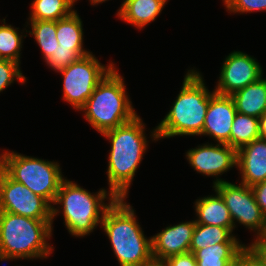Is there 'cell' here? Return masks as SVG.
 I'll return each instance as SVG.
<instances>
[{
	"label": "cell",
	"instance_id": "14",
	"mask_svg": "<svg viewBox=\"0 0 266 266\" xmlns=\"http://www.w3.org/2000/svg\"><path fill=\"white\" fill-rule=\"evenodd\" d=\"M196 221L180 222L167 226L151 237L153 259L165 261L167 258L189 252Z\"/></svg>",
	"mask_w": 266,
	"mask_h": 266
},
{
	"label": "cell",
	"instance_id": "31",
	"mask_svg": "<svg viewBox=\"0 0 266 266\" xmlns=\"http://www.w3.org/2000/svg\"><path fill=\"white\" fill-rule=\"evenodd\" d=\"M266 266V235L255 238L254 242L247 246Z\"/></svg>",
	"mask_w": 266,
	"mask_h": 266
},
{
	"label": "cell",
	"instance_id": "12",
	"mask_svg": "<svg viewBox=\"0 0 266 266\" xmlns=\"http://www.w3.org/2000/svg\"><path fill=\"white\" fill-rule=\"evenodd\" d=\"M186 158L197 173L216 177L236 166L237 151L228 144L208 143L188 150Z\"/></svg>",
	"mask_w": 266,
	"mask_h": 266
},
{
	"label": "cell",
	"instance_id": "2",
	"mask_svg": "<svg viewBox=\"0 0 266 266\" xmlns=\"http://www.w3.org/2000/svg\"><path fill=\"white\" fill-rule=\"evenodd\" d=\"M203 76L194 69L188 70L180 93L165 118L151 132L155 141L174 136H194L202 133L210 95Z\"/></svg>",
	"mask_w": 266,
	"mask_h": 266
},
{
	"label": "cell",
	"instance_id": "16",
	"mask_svg": "<svg viewBox=\"0 0 266 266\" xmlns=\"http://www.w3.org/2000/svg\"><path fill=\"white\" fill-rule=\"evenodd\" d=\"M169 0H124L117 16L137 29L155 21Z\"/></svg>",
	"mask_w": 266,
	"mask_h": 266
},
{
	"label": "cell",
	"instance_id": "8",
	"mask_svg": "<svg viewBox=\"0 0 266 266\" xmlns=\"http://www.w3.org/2000/svg\"><path fill=\"white\" fill-rule=\"evenodd\" d=\"M114 66L112 62L107 66L101 64L92 52L72 62L60 71L63 77L64 101L79 111Z\"/></svg>",
	"mask_w": 266,
	"mask_h": 266
},
{
	"label": "cell",
	"instance_id": "7",
	"mask_svg": "<svg viewBox=\"0 0 266 266\" xmlns=\"http://www.w3.org/2000/svg\"><path fill=\"white\" fill-rule=\"evenodd\" d=\"M0 162L13 180L22 183L52 206L65 179L59 163L7 150L0 154Z\"/></svg>",
	"mask_w": 266,
	"mask_h": 266
},
{
	"label": "cell",
	"instance_id": "32",
	"mask_svg": "<svg viewBox=\"0 0 266 266\" xmlns=\"http://www.w3.org/2000/svg\"><path fill=\"white\" fill-rule=\"evenodd\" d=\"M251 188L254 192L257 204L266 217V181L255 184Z\"/></svg>",
	"mask_w": 266,
	"mask_h": 266
},
{
	"label": "cell",
	"instance_id": "1",
	"mask_svg": "<svg viewBox=\"0 0 266 266\" xmlns=\"http://www.w3.org/2000/svg\"><path fill=\"white\" fill-rule=\"evenodd\" d=\"M145 125L137 115L133 120L102 134L111 142L107 177L109 191L116 198H127L135 172L148 147Z\"/></svg>",
	"mask_w": 266,
	"mask_h": 266
},
{
	"label": "cell",
	"instance_id": "9",
	"mask_svg": "<svg viewBox=\"0 0 266 266\" xmlns=\"http://www.w3.org/2000/svg\"><path fill=\"white\" fill-rule=\"evenodd\" d=\"M216 177L213 181V190L224 199L229 210L234 229L238 222L253 232L256 238L266 235V217L256 202L254 192L250 186L222 180Z\"/></svg>",
	"mask_w": 266,
	"mask_h": 266
},
{
	"label": "cell",
	"instance_id": "5",
	"mask_svg": "<svg viewBox=\"0 0 266 266\" xmlns=\"http://www.w3.org/2000/svg\"><path fill=\"white\" fill-rule=\"evenodd\" d=\"M105 199H109L108 204L104 203ZM116 199L105 189L92 194L77 183L64 179L52 205V224L55 216L60 213V209L54 206L60 204L63 208L64 225L69 234L84 237L93 232L98 224L101 225L106 210Z\"/></svg>",
	"mask_w": 266,
	"mask_h": 266
},
{
	"label": "cell",
	"instance_id": "30",
	"mask_svg": "<svg viewBox=\"0 0 266 266\" xmlns=\"http://www.w3.org/2000/svg\"><path fill=\"white\" fill-rule=\"evenodd\" d=\"M164 263L165 266H197L196 258L191 252L171 256Z\"/></svg>",
	"mask_w": 266,
	"mask_h": 266
},
{
	"label": "cell",
	"instance_id": "15",
	"mask_svg": "<svg viewBox=\"0 0 266 266\" xmlns=\"http://www.w3.org/2000/svg\"><path fill=\"white\" fill-rule=\"evenodd\" d=\"M241 182L252 187L266 181V139L258 138L237 150Z\"/></svg>",
	"mask_w": 266,
	"mask_h": 266
},
{
	"label": "cell",
	"instance_id": "28",
	"mask_svg": "<svg viewBox=\"0 0 266 266\" xmlns=\"http://www.w3.org/2000/svg\"><path fill=\"white\" fill-rule=\"evenodd\" d=\"M223 3L229 13L266 11V0H224Z\"/></svg>",
	"mask_w": 266,
	"mask_h": 266
},
{
	"label": "cell",
	"instance_id": "34",
	"mask_svg": "<svg viewBox=\"0 0 266 266\" xmlns=\"http://www.w3.org/2000/svg\"><path fill=\"white\" fill-rule=\"evenodd\" d=\"M139 266H165L164 261H159L156 259H152L151 261L145 263V264H141Z\"/></svg>",
	"mask_w": 266,
	"mask_h": 266
},
{
	"label": "cell",
	"instance_id": "35",
	"mask_svg": "<svg viewBox=\"0 0 266 266\" xmlns=\"http://www.w3.org/2000/svg\"><path fill=\"white\" fill-rule=\"evenodd\" d=\"M89 1H90L91 5H96V4L98 5L99 3H103L107 0H89Z\"/></svg>",
	"mask_w": 266,
	"mask_h": 266
},
{
	"label": "cell",
	"instance_id": "18",
	"mask_svg": "<svg viewBox=\"0 0 266 266\" xmlns=\"http://www.w3.org/2000/svg\"><path fill=\"white\" fill-rule=\"evenodd\" d=\"M230 96L238 113L259 118L266 112V78L261 77Z\"/></svg>",
	"mask_w": 266,
	"mask_h": 266
},
{
	"label": "cell",
	"instance_id": "22",
	"mask_svg": "<svg viewBox=\"0 0 266 266\" xmlns=\"http://www.w3.org/2000/svg\"><path fill=\"white\" fill-rule=\"evenodd\" d=\"M77 0H34L29 20L57 21L69 16Z\"/></svg>",
	"mask_w": 266,
	"mask_h": 266
},
{
	"label": "cell",
	"instance_id": "20",
	"mask_svg": "<svg viewBox=\"0 0 266 266\" xmlns=\"http://www.w3.org/2000/svg\"><path fill=\"white\" fill-rule=\"evenodd\" d=\"M218 243H240V241L228 228L196 223L189 252L194 254L199 249Z\"/></svg>",
	"mask_w": 266,
	"mask_h": 266
},
{
	"label": "cell",
	"instance_id": "23",
	"mask_svg": "<svg viewBox=\"0 0 266 266\" xmlns=\"http://www.w3.org/2000/svg\"><path fill=\"white\" fill-rule=\"evenodd\" d=\"M258 124L259 118L237 112L232 123L230 146L237 151L255 139L260 138Z\"/></svg>",
	"mask_w": 266,
	"mask_h": 266
},
{
	"label": "cell",
	"instance_id": "24",
	"mask_svg": "<svg viewBox=\"0 0 266 266\" xmlns=\"http://www.w3.org/2000/svg\"><path fill=\"white\" fill-rule=\"evenodd\" d=\"M31 31L29 35L34 36L35 41L39 45L41 52L43 54V59L45 60L49 57L57 45H59L56 38V21H47V20H29Z\"/></svg>",
	"mask_w": 266,
	"mask_h": 266
},
{
	"label": "cell",
	"instance_id": "26",
	"mask_svg": "<svg viewBox=\"0 0 266 266\" xmlns=\"http://www.w3.org/2000/svg\"><path fill=\"white\" fill-rule=\"evenodd\" d=\"M89 53L91 52L83 48H65L57 45L54 52L45 59V62L48 67H51L56 72H60L72 62L77 61Z\"/></svg>",
	"mask_w": 266,
	"mask_h": 266
},
{
	"label": "cell",
	"instance_id": "6",
	"mask_svg": "<svg viewBox=\"0 0 266 266\" xmlns=\"http://www.w3.org/2000/svg\"><path fill=\"white\" fill-rule=\"evenodd\" d=\"M123 77L113 68L80 109L89 124L103 134L133 120L138 114L128 98Z\"/></svg>",
	"mask_w": 266,
	"mask_h": 266
},
{
	"label": "cell",
	"instance_id": "25",
	"mask_svg": "<svg viewBox=\"0 0 266 266\" xmlns=\"http://www.w3.org/2000/svg\"><path fill=\"white\" fill-rule=\"evenodd\" d=\"M2 22L3 24L0 25V59L12 60L20 64L22 41L27 35H20L19 28L6 25L5 18Z\"/></svg>",
	"mask_w": 266,
	"mask_h": 266
},
{
	"label": "cell",
	"instance_id": "10",
	"mask_svg": "<svg viewBox=\"0 0 266 266\" xmlns=\"http://www.w3.org/2000/svg\"><path fill=\"white\" fill-rule=\"evenodd\" d=\"M0 211L38 220H52V206L4 170L0 181Z\"/></svg>",
	"mask_w": 266,
	"mask_h": 266
},
{
	"label": "cell",
	"instance_id": "29",
	"mask_svg": "<svg viewBox=\"0 0 266 266\" xmlns=\"http://www.w3.org/2000/svg\"><path fill=\"white\" fill-rule=\"evenodd\" d=\"M235 266H265L261 260L246 246L237 256Z\"/></svg>",
	"mask_w": 266,
	"mask_h": 266
},
{
	"label": "cell",
	"instance_id": "27",
	"mask_svg": "<svg viewBox=\"0 0 266 266\" xmlns=\"http://www.w3.org/2000/svg\"><path fill=\"white\" fill-rule=\"evenodd\" d=\"M20 64L7 59H0V93L15 80L24 84L26 77L20 70Z\"/></svg>",
	"mask_w": 266,
	"mask_h": 266
},
{
	"label": "cell",
	"instance_id": "36",
	"mask_svg": "<svg viewBox=\"0 0 266 266\" xmlns=\"http://www.w3.org/2000/svg\"><path fill=\"white\" fill-rule=\"evenodd\" d=\"M3 166H2V164H1V162H0V181H1V175H2V172H3Z\"/></svg>",
	"mask_w": 266,
	"mask_h": 266
},
{
	"label": "cell",
	"instance_id": "13",
	"mask_svg": "<svg viewBox=\"0 0 266 266\" xmlns=\"http://www.w3.org/2000/svg\"><path fill=\"white\" fill-rule=\"evenodd\" d=\"M237 110L229 95H210L201 135L213 138L217 143L230 146V133Z\"/></svg>",
	"mask_w": 266,
	"mask_h": 266
},
{
	"label": "cell",
	"instance_id": "19",
	"mask_svg": "<svg viewBox=\"0 0 266 266\" xmlns=\"http://www.w3.org/2000/svg\"><path fill=\"white\" fill-rule=\"evenodd\" d=\"M242 243H218L194 253L197 266H235L238 254L246 247Z\"/></svg>",
	"mask_w": 266,
	"mask_h": 266
},
{
	"label": "cell",
	"instance_id": "4",
	"mask_svg": "<svg viewBox=\"0 0 266 266\" xmlns=\"http://www.w3.org/2000/svg\"><path fill=\"white\" fill-rule=\"evenodd\" d=\"M52 220H38L0 211V261L46 258L54 247Z\"/></svg>",
	"mask_w": 266,
	"mask_h": 266
},
{
	"label": "cell",
	"instance_id": "21",
	"mask_svg": "<svg viewBox=\"0 0 266 266\" xmlns=\"http://www.w3.org/2000/svg\"><path fill=\"white\" fill-rule=\"evenodd\" d=\"M56 38L60 47H83V23L77 11L56 21Z\"/></svg>",
	"mask_w": 266,
	"mask_h": 266
},
{
	"label": "cell",
	"instance_id": "11",
	"mask_svg": "<svg viewBox=\"0 0 266 266\" xmlns=\"http://www.w3.org/2000/svg\"><path fill=\"white\" fill-rule=\"evenodd\" d=\"M261 77H263V70L256 58L241 51H234L223 62L214 92L230 96Z\"/></svg>",
	"mask_w": 266,
	"mask_h": 266
},
{
	"label": "cell",
	"instance_id": "33",
	"mask_svg": "<svg viewBox=\"0 0 266 266\" xmlns=\"http://www.w3.org/2000/svg\"><path fill=\"white\" fill-rule=\"evenodd\" d=\"M259 135L260 138L266 139V112L259 117Z\"/></svg>",
	"mask_w": 266,
	"mask_h": 266
},
{
	"label": "cell",
	"instance_id": "3",
	"mask_svg": "<svg viewBox=\"0 0 266 266\" xmlns=\"http://www.w3.org/2000/svg\"><path fill=\"white\" fill-rule=\"evenodd\" d=\"M135 214L125 198H117L103 216L101 228L120 266H139L153 259L151 237H145Z\"/></svg>",
	"mask_w": 266,
	"mask_h": 266
},
{
	"label": "cell",
	"instance_id": "17",
	"mask_svg": "<svg viewBox=\"0 0 266 266\" xmlns=\"http://www.w3.org/2000/svg\"><path fill=\"white\" fill-rule=\"evenodd\" d=\"M215 192V196L208 195L196 200L194 205L198 218L195 221L197 224L228 228L233 232L234 224L225 201L217 191Z\"/></svg>",
	"mask_w": 266,
	"mask_h": 266
}]
</instances>
